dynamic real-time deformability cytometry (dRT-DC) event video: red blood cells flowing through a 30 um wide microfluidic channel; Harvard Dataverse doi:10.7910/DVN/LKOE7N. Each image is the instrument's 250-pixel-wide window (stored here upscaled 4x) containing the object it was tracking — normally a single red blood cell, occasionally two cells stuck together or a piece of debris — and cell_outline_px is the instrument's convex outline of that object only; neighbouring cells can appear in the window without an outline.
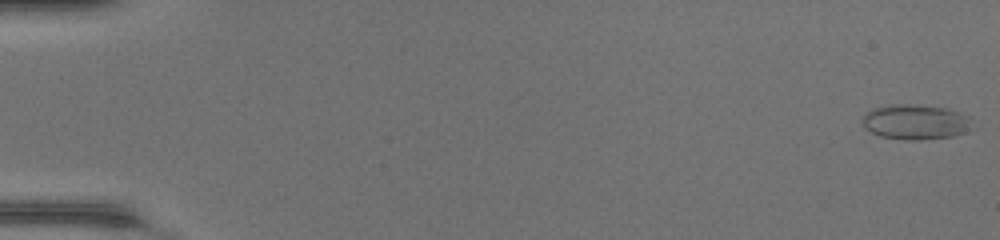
{"species": "common noctule bat (a hibernating species)", "species_latin": "Nyctalus noctula", "temperature_condition": "warm", "stored_images_in_passage": 49, "camera_frame_rate_fps": 3000, "um_per_image_px": 0.085, "animal": {"sex": "female", "body_mass_g": 17.0, "forearm_length_mm": 48.0}, "frame": {"image": 1, "passage_image": 1, "time_ms": 0.0, "image_size_px": [1000, 240], "cell_outline_px": [[976, 128], [952, 136], [920, 140], [908, 140], [880, 136], [864, 128], [864, 116], [872, 108], [888, 104], [916, 104], [948, 108], [968, 116]], "centroid_in_image_um": [77.86, 10.36], "position_along_channel_um": 7.1, "area_um2": 22.6}}
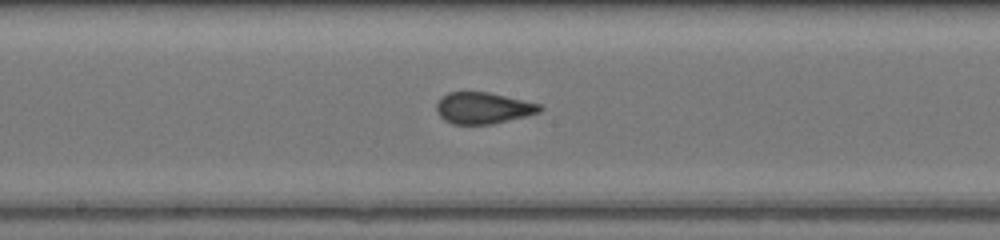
{"frame": {"image": 2, "passage_image": 27, "time_ms": 8.667, "image_size_px": [1000, 240], "cell_outline_px": [[544, 108], [540, 112], [528, 116], [492, 124], [452, 124], [444, 120], [436, 112], [436, 104], [440, 96], [448, 92], [488, 92], [540, 104]], "centroid_in_image_um": [41.05, 9.18], "position_along_channel_um": 207.2, "area_um2": 19.07}}
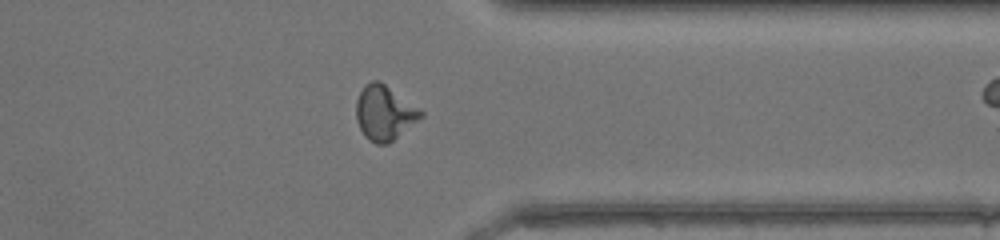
{"frame": {"image": 3, "passage_image": 39, "time_ms": 12.667, "image_size_px": [1000, 240], "cell_outline_px": [[424, 116], [388, 144], [376, 144], [368, 140], [364, 136], [356, 120], [356, 100], [360, 92], [372, 80], [380, 80], [424, 112]], "centroid_in_image_um": [32.67, 9.61], "position_along_channel_um": 378.7, "area_um2": 20.52}}